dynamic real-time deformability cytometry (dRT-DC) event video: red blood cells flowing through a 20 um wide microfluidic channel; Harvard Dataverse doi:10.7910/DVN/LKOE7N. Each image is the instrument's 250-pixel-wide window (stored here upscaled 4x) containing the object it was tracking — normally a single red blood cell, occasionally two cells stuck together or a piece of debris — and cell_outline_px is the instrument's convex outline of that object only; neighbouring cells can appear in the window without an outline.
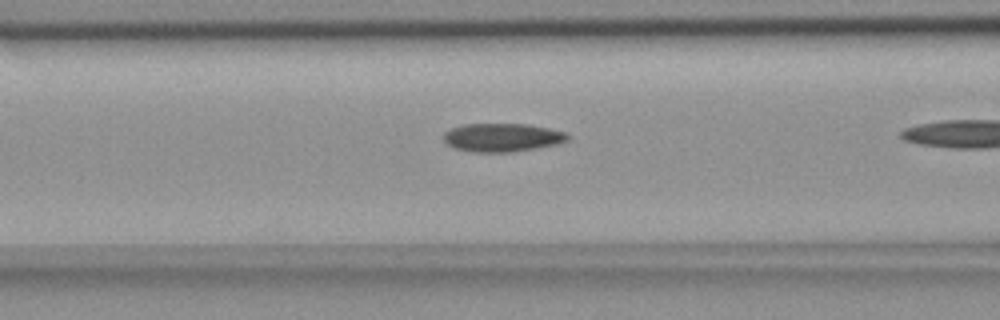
{"species": "common noctule bat (a hibernating species)", "species_latin": "Nyctalus noctula", "temperature_condition": "room temperature", "stored_images_in_passage": 19, "camera_frame_rate_fps": 3000, "um_per_image_px": 0.085, "animal": {"sex": "female", "body_mass_g": 18.4}, "frame": {"image": 1, "passage_image": 15, "time_ms": 4.667, "image_size_px": [1000, 320], "cell_outline_px": [[568, 140], [560, 144], [512, 152], [472, 152], [456, 148], [448, 144], [444, 140], [444, 132], [452, 128], [464, 124], [528, 124], [548, 128], [564, 132], [568, 136]], "centroid_in_image_um": [42.7, 11.69], "position_along_channel_um": 123.9, "area_um2": 20.46}}
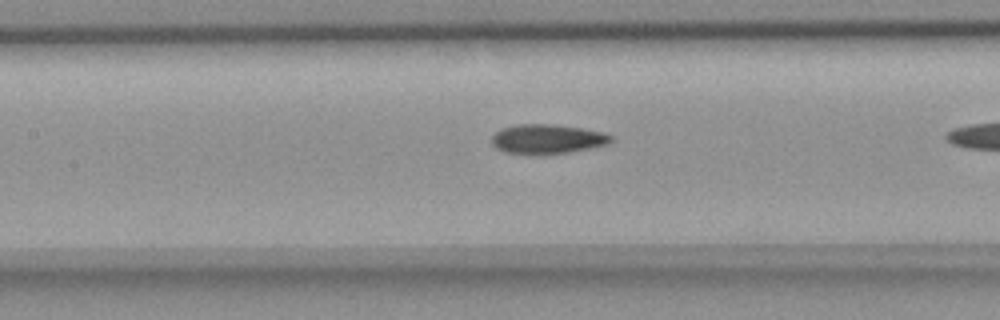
{"frame": {"image": 2, "passage_image": 18, "time_ms": 5.667, "image_size_px": [1000, 320], "cell_outline_px": [[612, 140], [608, 144], [568, 152], [536, 156], [504, 152], [496, 148], [492, 144], [492, 136], [496, 132], [504, 128], [516, 124], [556, 124], [604, 132], [612, 136]], "centroid_in_image_um": [46.49, 11.83], "position_along_channel_um": 160.9, "area_um2": 20.69}}